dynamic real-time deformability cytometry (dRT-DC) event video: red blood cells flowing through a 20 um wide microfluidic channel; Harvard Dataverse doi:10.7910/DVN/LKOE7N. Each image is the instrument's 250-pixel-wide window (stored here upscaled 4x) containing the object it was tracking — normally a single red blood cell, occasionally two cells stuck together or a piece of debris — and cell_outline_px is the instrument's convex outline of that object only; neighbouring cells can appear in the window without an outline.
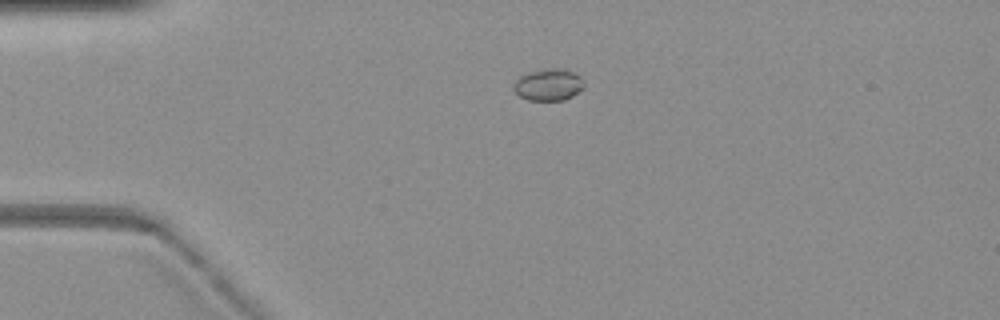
{"species": "common noctule bat (a hibernating species)", "species_latin": "Nyctalus noctula", "temperature_condition": "warm", "stored_images_in_passage": 57, "camera_frame_rate_fps": 3000, "um_per_image_px": 0.085, "animal": {"sex": "female", "body_mass_g": 19.3, "forearm_length_mm": 54.1}, "frame": {"image": 1, "passage_image": 3, "time_ms": 0.667, "image_size_px": [1000, 320], "cell_outline_px": [[584, 88], [572, 96], [564, 100], [528, 100], [520, 96], [512, 88], [516, 80], [520, 76], [528, 72], [548, 68], [564, 68], [580, 76], [584, 80]], "centroid_in_image_um": [46.64, 7.19], "position_along_channel_um": 38.4, "area_um2": 13.12}}
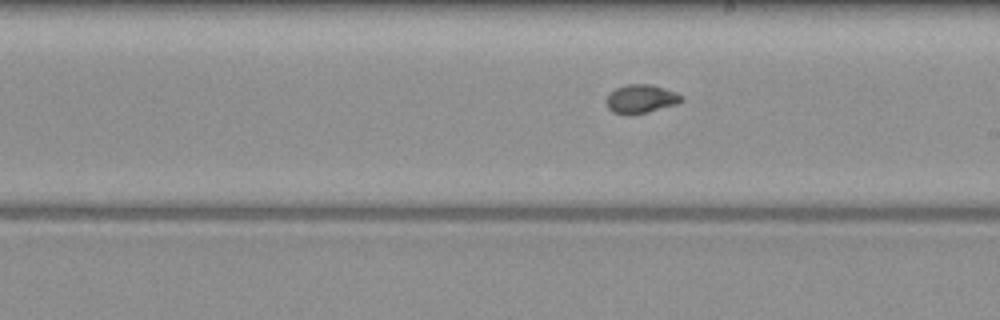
{"frame": {"image": 2, "passage_image": 27, "time_ms": 8.667, "image_size_px": [1000, 320], "cell_outline_px": [[680, 100], [676, 104], [648, 112], [628, 116], [624, 116], [612, 112], [608, 108], [604, 100], [608, 92], [616, 88], [628, 84], [652, 84], [676, 92], [680, 96]], "centroid_in_image_um": [54.37, 8.42], "position_along_channel_um": 234.6, "area_um2": 12.72}}
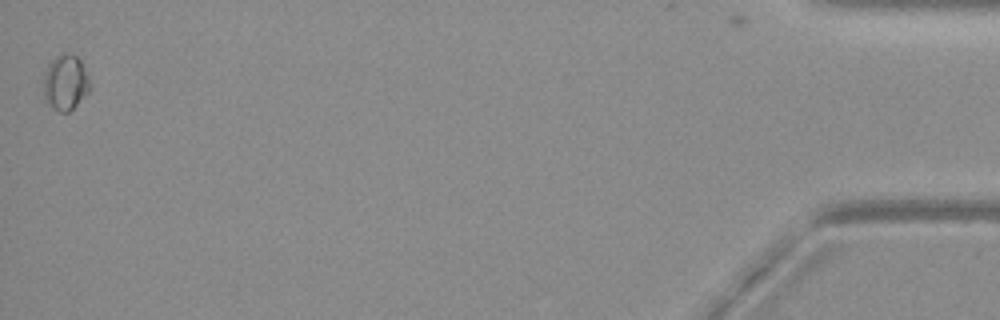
{"frame": {"image": 3, "passage_image": 57, "time_ms": 18.667, "image_size_px": [1000, 320], "cell_outline_px": [[88, 92], [68, 112], [60, 112], [44, 104], [44, 72], [48, 64], [56, 56], [64, 52], [76, 56], [80, 60], [88, 76]], "centroid_in_image_um": [5.51, 7.02], "position_along_channel_um": 429.7, "area_um2": 14.85}}